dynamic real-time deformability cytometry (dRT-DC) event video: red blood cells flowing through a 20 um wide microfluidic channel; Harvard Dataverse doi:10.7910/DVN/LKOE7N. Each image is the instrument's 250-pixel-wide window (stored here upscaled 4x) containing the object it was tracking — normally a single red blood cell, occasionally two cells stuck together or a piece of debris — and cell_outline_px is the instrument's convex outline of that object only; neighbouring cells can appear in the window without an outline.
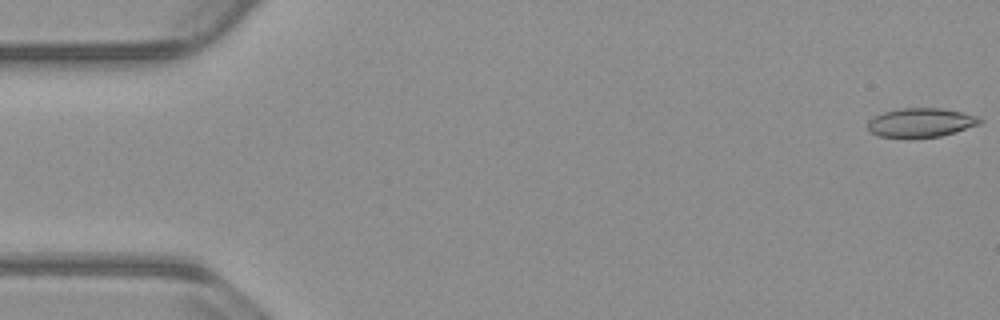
{"species": "common noctule bat (a hibernating species)", "species_latin": "Nyctalus noctula", "temperature_condition": "warm", "stored_images_in_passage": 54, "camera_frame_rate_fps": 3000, "um_per_image_px": 0.085, "animal": {"sex": "male", "body_mass_g": 23.1, "forearm_length_mm": 52.7}, "frame": {"image": 1, "passage_image": 1, "time_ms": 0.0, "image_size_px": [1000, 320], "cell_outline_px": [[984, 120], [980, 124], [956, 132], [940, 136], [908, 140], [880, 136], [868, 132], [868, 120], [884, 112], [900, 108], [940, 108], [964, 112], [976, 116]], "centroid_in_image_um": [78.26, 10.45], "position_along_channel_um": 6.7, "area_um2": 19.54}}
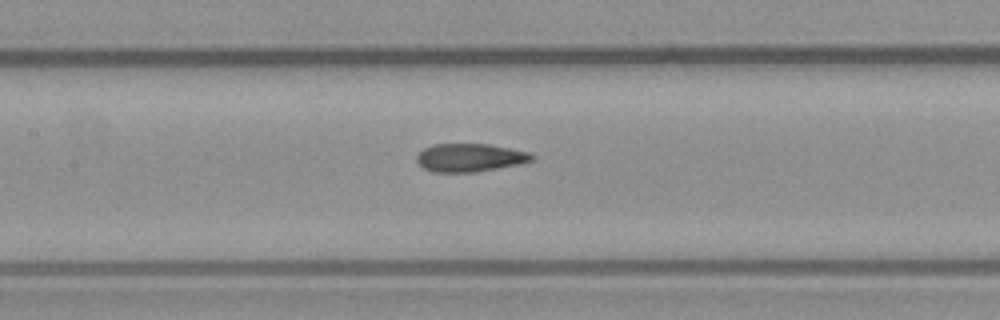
{"frame": {"image": 2, "passage_image": 25, "time_ms": 8.0, "image_size_px": [1000, 320], "cell_outline_px": [[536, 156], [532, 160], [520, 164], [476, 172], [432, 172], [424, 168], [416, 160], [416, 156], [424, 148], [432, 144], [488, 144], [528, 152]], "centroid_in_image_um": [39.93, 13.4], "position_along_channel_um": 167.5, "area_um2": 18.84}}
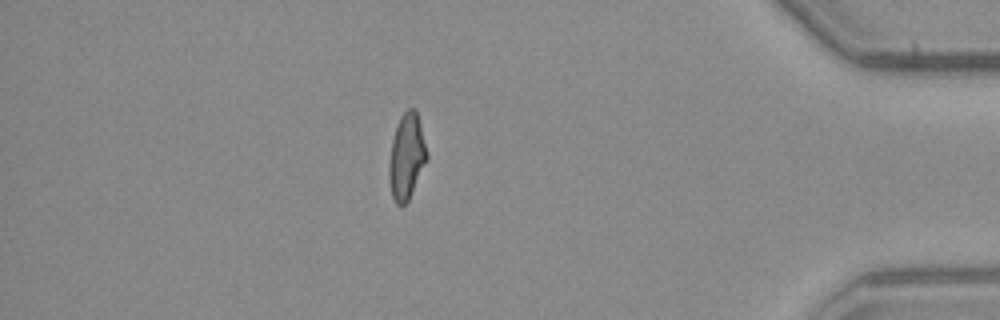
{"frame": {"image": 3, "passage_image": 47, "time_ms": 15.333, "image_size_px": [1000, 320], "cell_outline_px": [[428, 160], [408, 200], [404, 204], [396, 204], [392, 196], [388, 180], [388, 164], [392, 140], [396, 124], [400, 116], [408, 108], [416, 108], [428, 156]], "centroid_in_image_um": [34.55, 13.29], "position_along_channel_um": 400.7, "area_um2": 19.02}, "authors_computed_cell_mechanics": {"area_um2": 19.1896, "velocity_mm_per_s": 3.8106, "shape_relaxation_time_tau1_ms": 9.6849, "shape_relaxation_time_tau2_ms": 1.4239, "deformation_change_tau1": 0.2505, "deformation_change_tau2": 0.091}}